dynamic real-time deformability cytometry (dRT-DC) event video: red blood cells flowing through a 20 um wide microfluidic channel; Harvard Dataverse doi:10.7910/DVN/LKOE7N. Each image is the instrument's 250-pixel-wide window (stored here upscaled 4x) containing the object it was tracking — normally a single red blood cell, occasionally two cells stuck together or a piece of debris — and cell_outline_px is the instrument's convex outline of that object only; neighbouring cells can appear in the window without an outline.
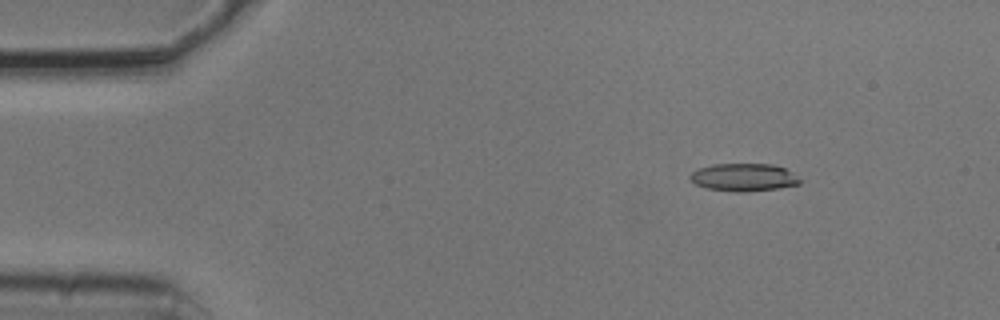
{"species": "common noctule bat (a hibernating species)", "species_latin": "Nyctalus noctula", "temperature_condition": "cold", "stored_images_in_passage": 6, "camera_frame_rate_fps": 3000, "um_per_image_px": 0.085, "animal": {"sex": "male", "body_mass_g": 20.5, "forearm_length_mm": 52.5}, "frame": {"image": 1, "passage_image": 3, "time_ms": 0.667, "image_size_px": [1000, 320], "cell_outline_px": [[800, 184], [780, 188], [744, 192], [736, 192], [708, 188], [696, 184], [688, 176], [696, 168], [712, 164], [772, 164], [784, 168], [796, 176], [800, 180]], "centroid_in_image_um": [63.19, 15.07], "position_along_channel_um": 21.8, "area_um2": 17.69}}
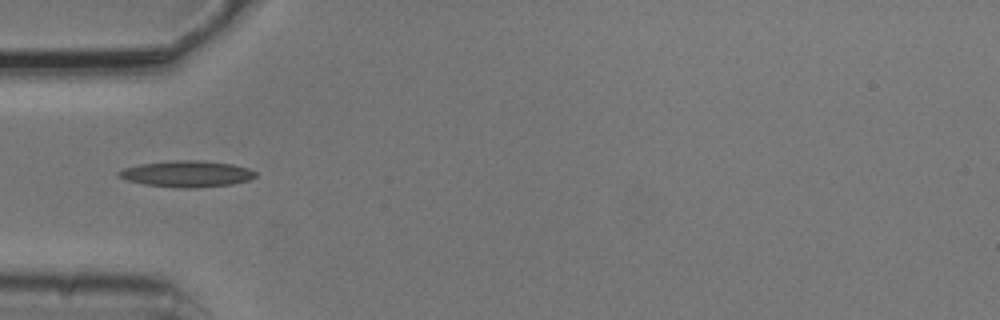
{"frame": {"image": 2, "passage_image": 6, "time_ms": 1.667, "image_size_px": [1000, 320], "cell_outline_px": [[256, 176], [248, 180], [232, 184], [192, 188], [176, 188], [144, 184], [128, 180], [120, 176], [116, 172], [124, 168], [140, 164], [172, 160], [204, 160], [232, 164], [248, 168], [256, 172]], "centroid_in_image_um": [15.89, 14.77], "position_along_channel_um": 69.1, "area_um2": 20.92}}